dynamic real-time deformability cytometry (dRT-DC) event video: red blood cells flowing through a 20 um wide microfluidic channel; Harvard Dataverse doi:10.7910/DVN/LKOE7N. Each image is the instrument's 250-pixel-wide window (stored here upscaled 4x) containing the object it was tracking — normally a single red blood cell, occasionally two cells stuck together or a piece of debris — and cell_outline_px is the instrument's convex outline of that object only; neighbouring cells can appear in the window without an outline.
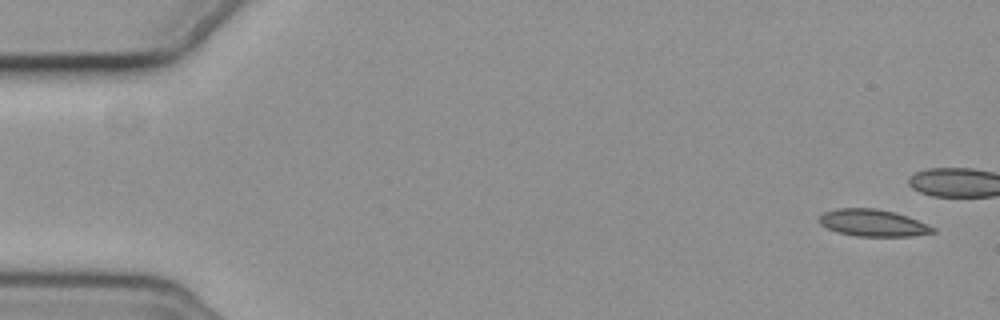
{"species": "common noctule bat (a hibernating species)", "species_latin": "Nyctalus noctula", "temperature_condition": "cold", "stored_images_in_passage": 6, "camera_frame_rate_fps": 3000, "um_per_image_px": 0.085, "animal": {"sex": "female", "body_mass_g": 19.3, "forearm_length_mm": 54.1}, "frame": {"image": 1, "passage_image": 1, "time_ms": 0.0, "image_size_px": [1000, 320], "cell_outline_px": [[936, 232], [912, 236], [856, 236], [840, 232], [828, 228], [820, 224], [820, 216], [824, 212], [836, 208], [876, 208], [896, 212], [908, 216], [936, 228]], "centroid_in_image_um": [74.23, 18.94], "position_along_channel_um": 10.8, "area_um2": 17.8}}